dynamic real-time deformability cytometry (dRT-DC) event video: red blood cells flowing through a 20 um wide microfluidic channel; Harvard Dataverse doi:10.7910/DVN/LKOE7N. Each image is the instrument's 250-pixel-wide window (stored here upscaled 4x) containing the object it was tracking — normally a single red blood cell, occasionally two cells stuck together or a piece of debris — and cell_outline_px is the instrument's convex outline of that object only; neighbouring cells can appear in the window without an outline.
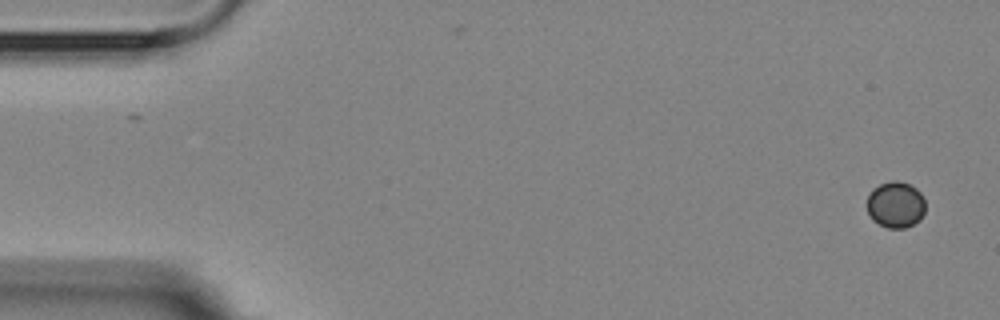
{"species": "Egyptian fruit bat (a non-hibernating species)", "species_latin": "Rousettus aegyptiacus", "temperature_condition": "room temperature", "stored_images_in_passage": 2, "camera_frame_rate_fps": 3000, "um_per_image_px": 0.085, "animal": {"sex": "female"}, "frame": {"image": 1, "passage_image": 2, "time_ms": 1.0, "image_size_px": [1000, 320], "cell_outline_px": [[924, 212], [920, 220], [904, 228], [888, 228], [872, 220], [868, 212], [868, 196], [872, 188], [880, 184], [892, 180], [896, 180], [908, 184], [916, 188], [920, 192], [924, 200]], "centroid_in_image_um": [76.12, 17.39], "position_along_channel_um": 8.9, "area_um2": 15.66}}